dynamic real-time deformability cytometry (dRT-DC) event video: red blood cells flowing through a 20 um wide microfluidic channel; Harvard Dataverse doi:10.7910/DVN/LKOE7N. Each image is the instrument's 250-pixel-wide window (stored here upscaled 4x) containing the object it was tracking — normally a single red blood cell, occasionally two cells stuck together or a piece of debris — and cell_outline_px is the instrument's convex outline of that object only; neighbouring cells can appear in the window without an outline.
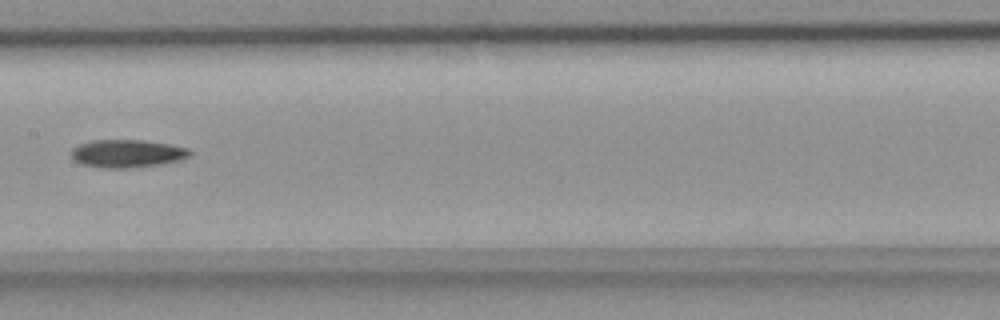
{"species": "common noctule bat (a hibernating species)", "species_latin": "Nyctalus noctula", "temperature_condition": "room temperature", "stored_images_in_passage": 7, "camera_frame_rate_fps": 3000, "um_per_image_px": 0.085, "animal": {"sex": "female", "body_mass_g": 18.4}, "frame": {"image": 1, "passage_image": 7, "time_ms": 2.0, "image_size_px": [1000, 320], "cell_outline_px": [[192, 152], [188, 156], [180, 160], [160, 164], [128, 168], [100, 168], [80, 164], [72, 160], [72, 148], [80, 144], [92, 140], [140, 140], [168, 144], [188, 148]], "centroid_in_image_um": [10.76, 13.06], "position_along_channel_um": 196.6, "area_um2": 19.25}}